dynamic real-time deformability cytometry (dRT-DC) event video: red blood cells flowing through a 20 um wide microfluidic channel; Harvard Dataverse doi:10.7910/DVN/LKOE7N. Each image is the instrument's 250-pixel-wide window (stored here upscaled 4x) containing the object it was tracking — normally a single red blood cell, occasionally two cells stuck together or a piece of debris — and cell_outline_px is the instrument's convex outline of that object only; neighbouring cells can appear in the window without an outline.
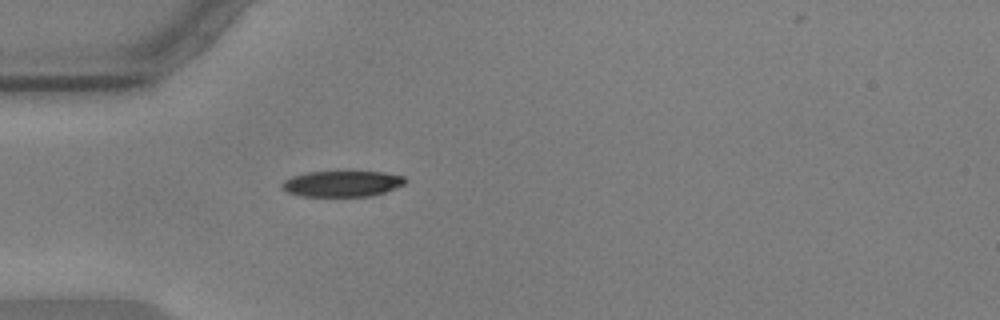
{"species": "common noctule bat (a hibernating species)", "species_latin": "Nyctalus noctula", "temperature_condition": "warm", "stored_images_in_passage": 41, "camera_frame_rate_fps": 3000, "um_per_image_px": 0.085, "animal": {"sex": "male", "body_mass_g": 17.9, "forearm_length_mm": 54.2}, "frame": {"image": 1, "passage_image": 1, "time_ms": 0.0, "image_size_px": [1000, 320], "cell_outline_px": [[408, 180], [404, 184], [384, 192], [372, 196], [300, 196], [288, 192], [280, 188], [280, 184], [284, 180], [292, 176], [308, 172], [384, 172], [404, 176]], "centroid_in_image_um": [29.06, 15.62], "position_along_channel_um": 55.9, "area_um2": 18.61}}
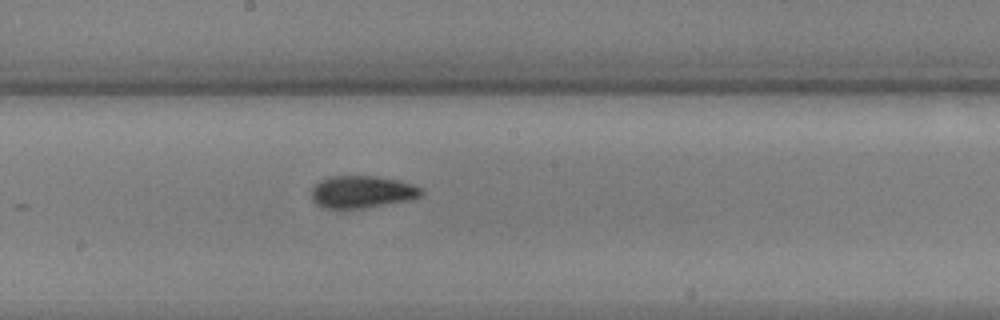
{"frame": {"image": 2, "passage_image": 15, "time_ms": 4.667, "image_size_px": [1000, 320], "cell_outline_px": [[424, 192], [420, 196], [408, 200], [364, 208], [324, 208], [316, 204], [312, 200], [312, 188], [320, 180], [332, 176], [372, 176], [400, 180], [412, 184], [420, 188]], "centroid_in_image_um": [30.76, 16.31], "position_along_channel_um": 217.4, "area_um2": 20.52}}
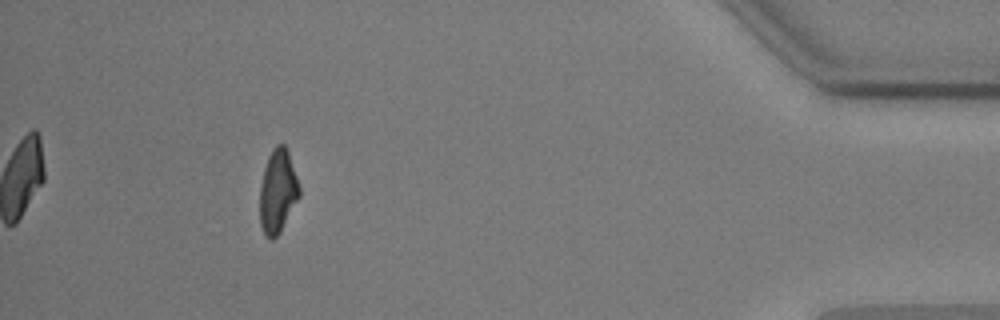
{"frame": {"image": 3, "passage_image": 36, "time_ms": 11.667, "image_size_px": [1000, 320], "cell_outline_px": [[300, 196], [280, 232], [272, 240], [268, 240], [264, 236], [260, 224], [260, 184], [264, 168], [268, 156], [272, 148], [276, 144], [284, 144], [288, 148], [300, 188]], "centroid_in_image_um": [23.6, 16.25], "position_along_channel_um": 411.6, "area_um2": 19.54}, "authors_computed_cell_mechanics": {"area_um2": 19.9988, "velocity_mm_per_s": 3.5782, "shape_relaxation_time_tau1_ms": 4.2506, "shape_relaxation_time_tau2_ms": 2.6294, "deformation_change_tau1": 0.1518, "deformation_change_tau2": 0.0802}}